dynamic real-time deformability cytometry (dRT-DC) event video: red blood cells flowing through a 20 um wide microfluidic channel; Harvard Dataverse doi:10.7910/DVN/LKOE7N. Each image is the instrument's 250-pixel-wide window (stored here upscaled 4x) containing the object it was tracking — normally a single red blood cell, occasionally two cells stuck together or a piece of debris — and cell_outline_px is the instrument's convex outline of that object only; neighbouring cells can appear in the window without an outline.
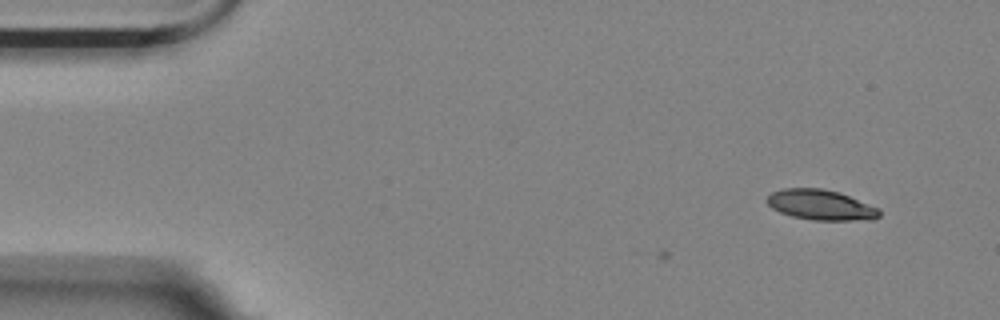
{"species": "Egyptian fruit bat (a non-hibernating species)", "species_latin": "Rousettus aegyptiacus", "temperature_condition": "room temperature", "stored_images_in_passage": 4, "camera_frame_rate_fps": 3000, "um_per_image_px": 0.085, "animal": {"sex": "female"}, "frame": {"image": 1, "passage_image": 4, "time_ms": 1.0, "image_size_px": [1000, 320], "cell_outline_px": [[880, 216], [872, 220], [812, 220], [792, 216], [780, 212], [772, 208], [768, 204], [768, 196], [772, 192], [784, 188], [820, 188], [840, 192], [880, 208]], "centroid_in_image_um": [69.81, 17.42], "position_along_channel_um": 15.2, "area_um2": 19.88}}